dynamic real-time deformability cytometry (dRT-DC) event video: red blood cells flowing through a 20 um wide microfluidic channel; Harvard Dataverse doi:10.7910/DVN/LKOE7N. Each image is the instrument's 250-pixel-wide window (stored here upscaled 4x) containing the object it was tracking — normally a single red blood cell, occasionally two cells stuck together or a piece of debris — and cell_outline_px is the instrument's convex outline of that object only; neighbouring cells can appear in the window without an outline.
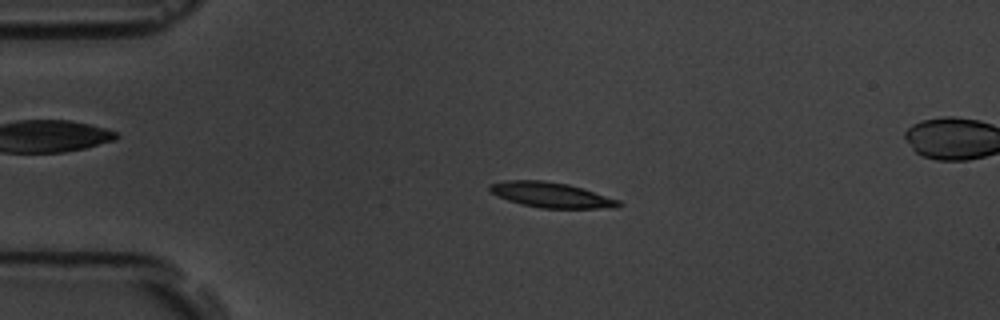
{"species": "common noctule bat (a hibernating species)", "species_latin": "Nyctalus noctula", "temperature_condition": "room temperature", "stored_images_in_passage": 5, "segment_of_instrument_passage": [1, 2], "camera_frame_rate_fps": 3000, "um_per_image_px": 0.085, "animal": {"sex": "male", "body_mass_g": 19.5, "forearm_length_mm": 54.6}, "frame": {"image": 1, "passage_image": 3, "time_ms": 2.333, "image_size_px": [1000, 320], "cell_outline_px": [[624, 204], [620, 208], [540, 208], [520, 204], [496, 196], [488, 192], [488, 184], [504, 180], [544, 180], [568, 184], [584, 188], [620, 200]], "centroid_in_image_um": [46.85, 16.57], "position_along_channel_um": 38.2, "area_um2": 19.42}}